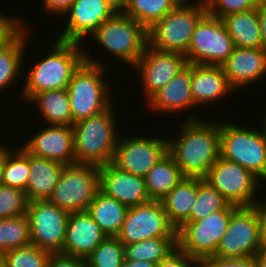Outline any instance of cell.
<instances>
[{"mask_svg": "<svg viewBox=\"0 0 266 267\" xmlns=\"http://www.w3.org/2000/svg\"><path fill=\"white\" fill-rule=\"evenodd\" d=\"M179 127L180 135L167 139V152L184 177L204 178L220 156V122L188 115Z\"/></svg>", "mask_w": 266, "mask_h": 267, "instance_id": "1", "label": "cell"}, {"mask_svg": "<svg viewBox=\"0 0 266 267\" xmlns=\"http://www.w3.org/2000/svg\"><path fill=\"white\" fill-rule=\"evenodd\" d=\"M51 51L28 71L21 96L29 101L35 94L67 89L72 74L84 61L85 47L80 43L55 39Z\"/></svg>", "mask_w": 266, "mask_h": 267, "instance_id": "2", "label": "cell"}, {"mask_svg": "<svg viewBox=\"0 0 266 267\" xmlns=\"http://www.w3.org/2000/svg\"><path fill=\"white\" fill-rule=\"evenodd\" d=\"M91 57L88 50L87 53L84 51V61L74 71L67 86L73 124L97 115L113 104L111 84L103 79L106 66Z\"/></svg>", "mask_w": 266, "mask_h": 267, "instance_id": "3", "label": "cell"}, {"mask_svg": "<svg viewBox=\"0 0 266 267\" xmlns=\"http://www.w3.org/2000/svg\"><path fill=\"white\" fill-rule=\"evenodd\" d=\"M113 112L111 105L107 110L73 124L76 163L100 167L112 162L120 138Z\"/></svg>", "mask_w": 266, "mask_h": 267, "instance_id": "4", "label": "cell"}, {"mask_svg": "<svg viewBox=\"0 0 266 267\" xmlns=\"http://www.w3.org/2000/svg\"><path fill=\"white\" fill-rule=\"evenodd\" d=\"M183 0L148 29V45L159 51L186 54L195 26L207 13L205 0ZM190 2V3H188Z\"/></svg>", "mask_w": 266, "mask_h": 267, "instance_id": "5", "label": "cell"}, {"mask_svg": "<svg viewBox=\"0 0 266 267\" xmlns=\"http://www.w3.org/2000/svg\"><path fill=\"white\" fill-rule=\"evenodd\" d=\"M232 122V123H231ZM220 121V156L266 180V135L263 130ZM264 180V181H263Z\"/></svg>", "mask_w": 266, "mask_h": 267, "instance_id": "6", "label": "cell"}, {"mask_svg": "<svg viewBox=\"0 0 266 267\" xmlns=\"http://www.w3.org/2000/svg\"><path fill=\"white\" fill-rule=\"evenodd\" d=\"M117 60L134 66L148 45V30L132 17L115 13L90 36ZM104 47V48H103Z\"/></svg>", "mask_w": 266, "mask_h": 267, "instance_id": "7", "label": "cell"}, {"mask_svg": "<svg viewBox=\"0 0 266 267\" xmlns=\"http://www.w3.org/2000/svg\"><path fill=\"white\" fill-rule=\"evenodd\" d=\"M99 190V167L92 164L65 165L49 201L70 213L87 211Z\"/></svg>", "mask_w": 266, "mask_h": 267, "instance_id": "8", "label": "cell"}, {"mask_svg": "<svg viewBox=\"0 0 266 267\" xmlns=\"http://www.w3.org/2000/svg\"><path fill=\"white\" fill-rule=\"evenodd\" d=\"M237 207L230 203L225 209L213 212L203 219L184 223L177 229V246L200 260L215 255L228 228L231 213Z\"/></svg>", "mask_w": 266, "mask_h": 267, "instance_id": "9", "label": "cell"}, {"mask_svg": "<svg viewBox=\"0 0 266 267\" xmlns=\"http://www.w3.org/2000/svg\"><path fill=\"white\" fill-rule=\"evenodd\" d=\"M234 48L222 19L207 12L195 26L185 57L188 64L222 66Z\"/></svg>", "mask_w": 266, "mask_h": 267, "instance_id": "10", "label": "cell"}, {"mask_svg": "<svg viewBox=\"0 0 266 267\" xmlns=\"http://www.w3.org/2000/svg\"><path fill=\"white\" fill-rule=\"evenodd\" d=\"M31 244L50 253L62 252L69 213L47 200L27 204Z\"/></svg>", "mask_w": 266, "mask_h": 267, "instance_id": "11", "label": "cell"}, {"mask_svg": "<svg viewBox=\"0 0 266 267\" xmlns=\"http://www.w3.org/2000/svg\"><path fill=\"white\" fill-rule=\"evenodd\" d=\"M203 179L236 206H252L262 183L241 165L221 156Z\"/></svg>", "mask_w": 266, "mask_h": 267, "instance_id": "12", "label": "cell"}, {"mask_svg": "<svg viewBox=\"0 0 266 267\" xmlns=\"http://www.w3.org/2000/svg\"><path fill=\"white\" fill-rule=\"evenodd\" d=\"M123 245L135 244L155 237H177L161 201L129 207L125 221L116 236Z\"/></svg>", "mask_w": 266, "mask_h": 267, "instance_id": "13", "label": "cell"}, {"mask_svg": "<svg viewBox=\"0 0 266 267\" xmlns=\"http://www.w3.org/2000/svg\"><path fill=\"white\" fill-rule=\"evenodd\" d=\"M259 220L253 206H238L218 245L215 256L245 258L261 249Z\"/></svg>", "mask_w": 266, "mask_h": 267, "instance_id": "14", "label": "cell"}, {"mask_svg": "<svg viewBox=\"0 0 266 267\" xmlns=\"http://www.w3.org/2000/svg\"><path fill=\"white\" fill-rule=\"evenodd\" d=\"M166 153L167 139L164 137L122 136L112 163L120 170L144 178Z\"/></svg>", "mask_w": 266, "mask_h": 267, "instance_id": "15", "label": "cell"}, {"mask_svg": "<svg viewBox=\"0 0 266 267\" xmlns=\"http://www.w3.org/2000/svg\"><path fill=\"white\" fill-rule=\"evenodd\" d=\"M184 54L159 51L147 45L133 69L140 73L143 92L147 101L163 88L186 65Z\"/></svg>", "mask_w": 266, "mask_h": 267, "instance_id": "16", "label": "cell"}, {"mask_svg": "<svg viewBox=\"0 0 266 267\" xmlns=\"http://www.w3.org/2000/svg\"><path fill=\"white\" fill-rule=\"evenodd\" d=\"M115 12L105 0H75L69 11L64 31L56 38L60 41L82 44L86 36H91L96 29Z\"/></svg>", "mask_w": 266, "mask_h": 267, "instance_id": "17", "label": "cell"}, {"mask_svg": "<svg viewBox=\"0 0 266 267\" xmlns=\"http://www.w3.org/2000/svg\"><path fill=\"white\" fill-rule=\"evenodd\" d=\"M39 130L21 146L26 152L64 165L76 163L72 126L47 124Z\"/></svg>", "mask_w": 266, "mask_h": 267, "instance_id": "18", "label": "cell"}, {"mask_svg": "<svg viewBox=\"0 0 266 267\" xmlns=\"http://www.w3.org/2000/svg\"><path fill=\"white\" fill-rule=\"evenodd\" d=\"M99 189L128 207L151 201L144 178L120 170L112 162L99 167Z\"/></svg>", "mask_w": 266, "mask_h": 267, "instance_id": "19", "label": "cell"}, {"mask_svg": "<svg viewBox=\"0 0 266 267\" xmlns=\"http://www.w3.org/2000/svg\"><path fill=\"white\" fill-rule=\"evenodd\" d=\"M230 86L238 88L252 85L266 76V51L263 48L235 47L222 65Z\"/></svg>", "mask_w": 266, "mask_h": 267, "instance_id": "20", "label": "cell"}, {"mask_svg": "<svg viewBox=\"0 0 266 267\" xmlns=\"http://www.w3.org/2000/svg\"><path fill=\"white\" fill-rule=\"evenodd\" d=\"M106 237L88 211L70 213L61 253L86 259Z\"/></svg>", "mask_w": 266, "mask_h": 267, "instance_id": "21", "label": "cell"}, {"mask_svg": "<svg viewBox=\"0 0 266 267\" xmlns=\"http://www.w3.org/2000/svg\"><path fill=\"white\" fill-rule=\"evenodd\" d=\"M148 108L163 113H178L197 106L191 92V64H187L148 101Z\"/></svg>", "mask_w": 266, "mask_h": 267, "instance_id": "22", "label": "cell"}, {"mask_svg": "<svg viewBox=\"0 0 266 267\" xmlns=\"http://www.w3.org/2000/svg\"><path fill=\"white\" fill-rule=\"evenodd\" d=\"M233 91L222 66L191 64V92L197 106L216 103Z\"/></svg>", "mask_w": 266, "mask_h": 267, "instance_id": "23", "label": "cell"}, {"mask_svg": "<svg viewBox=\"0 0 266 267\" xmlns=\"http://www.w3.org/2000/svg\"><path fill=\"white\" fill-rule=\"evenodd\" d=\"M64 164L29 154V179L25 190L28 200H47L62 174Z\"/></svg>", "mask_w": 266, "mask_h": 267, "instance_id": "24", "label": "cell"}, {"mask_svg": "<svg viewBox=\"0 0 266 267\" xmlns=\"http://www.w3.org/2000/svg\"><path fill=\"white\" fill-rule=\"evenodd\" d=\"M197 198V178L185 177L160 201L170 223L179 229L190 222V215Z\"/></svg>", "mask_w": 266, "mask_h": 267, "instance_id": "25", "label": "cell"}, {"mask_svg": "<svg viewBox=\"0 0 266 267\" xmlns=\"http://www.w3.org/2000/svg\"><path fill=\"white\" fill-rule=\"evenodd\" d=\"M128 209V206L107 196L99 189L87 211L107 236L116 237L122 228Z\"/></svg>", "mask_w": 266, "mask_h": 267, "instance_id": "26", "label": "cell"}, {"mask_svg": "<svg viewBox=\"0 0 266 267\" xmlns=\"http://www.w3.org/2000/svg\"><path fill=\"white\" fill-rule=\"evenodd\" d=\"M22 21V27L0 47V92L10 87L20 77V68L26 51V41L28 27L25 28ZM26 30V31H25Z\"/></svg>", "mask_w": 266, "mask_h": 267, "instance_id": "27", "label": "cell"}, {"mask_svg": "<svg viewBox=\"0 0 266 267\" xmlns=\"http://www.w3.org/2000/svg\"><path fill=\"white\" fill-rule=\"evenodd\" d=\"M235 47L262 48L257 9L233 13L222 18Z\"/></svg>", "mask_w": 266, "mask_h": 267, "instance_id": "28", "label": "cell"}, {"mask_svg": "<svg viewBox=\"0 0 266 267\" xmlns=\"http://www.w3.org/2000/svg\"><path fill=\"white\" fill-rule=\"evenodd\" d=\"M185 177L167 152L145 175V186L151 200L160 201Z\"/></svg>", "mask_w": 266, "mask_h": 267, "instance_id": "29", "label": "cell"}, {"mask_svg": "<svg viewBox=\"0 0 266 267\" xmlns=\"http://www.w3.org/2000/svg\"><path fill=\"white\" fill-rule=\"evenodd\" d=\"M29 103L38 106L45 124L73 126L67 89H54L37 93L29 100Z\"/></svg>", "mask_w": 266, "mask_h": 267, "instance_id": "30", "label": "cell"}, {"mask_svg": "<svg viewBox=\"0 0 266 267\" xmlns=\"http://www.w3.org/2000/svg\"><path fill=\"white\" fill-rule=\"evenodd\" d=\"M177 247V237H155L135 244L124 245L125 260L146 261L159 264Z\"/></svg>", "mask_w": 266, "mask_h": 267, "instance_id": "31", "label": "cell"}, {"mask_svg": "<svg viewBox=\"0 0 266 267\" xmlns=\"http://www.w3.org/2000/svg\"><path fill=\"white\" fill-rule=\"evenodd\" d=\"M182 1L183 0H129L124 14L132 17L148 30Z\"/></svg>", "mask_w": 266, "mask_h": 267, "instance_id": "32", "label": "cell"}, {"mask_svg": "<svg viewBox=\"0 0 266 267\" xmlns=\"http://www.w3.org/2000/svg\"><path fill=\"white\" fill-rule=\"evenodd\" d=\"M29 245L30 228L26 214L0 219V256L11 249Z\"/></svg>", "mask_w": 266, "mask_h": 267, "instance_id": "33", "label": "cell"}, {"mask_svg": "<svg viewBox=\"0 0 266 267\" xmlns=\"http://www.w3.org/2000/svg\"><path fill=\"white\" fill-rule=\"evenodd\" d=\"M29 173V153L20 146L15 151L10 147L2 165V183L25 191Z\"/></svg>", "mask_w": 266, "mask_h": 267, "instance_id": "34", "label": "cell"}, {"mask_svg": "<svg viewBox=\"0 0 266 267\" xmlns=\"http://www.w3.org/2000/svg\"><path fill=\"white\" fill-rule=\"evenodd\" d=\"M229 201L203 178H197V198L190 221H198L209 214L225 209Z\"/></svg>", "mask_w": 266, "mask_h": 267, "instance_id": "35", "label": "cell"}, {"mask_svg": "<svg viewBox=\"0 0 266 267\" xmlns=\"http://www.w3.org/2000/svg\"><path fill=\"white\" fill-rule=\"evenodd\" d=\"M124 261V245L111 236H107L86 258L87 267H122Z\"/></svg>", "mask_w": 266, "mask_h": 267, "instance_id": "36", "label": "cell"}, {"mask_svg": "<svg viewBox=\"0 0 266 267\" xmlns=\"http://www.w3.org/2000/svg\"><path fill=\"white\" fill-rule=\"evenodd\" d=\"M50 252L36 245L11 249L0 256L2 267H46Z\"/></svg>", "mask_w": 266, "mask_h": 267, "instance_id": "37", "label": "cell"}, {"mask_svg": "<svg viewBox=\"0 0 266 267\" xmlns=\"http://www.w3.org/2000/svg\"><path fill=\"white\" fill-rule=\"evenodd\" d=\"M27 204L25 191L4 184L0 186V219L26 214Z\"/></svg>", "mask_w": 266, "mask_h": 267, "instance_id": "38", "label": "cell"}, {"mask_svg": "<svg viewBox=\"0 0 266 267\" xmlns=\"http://www.w3.org/2000/svg\"><path fill=\"white\" fill-rule=\"evenodd\" d=\"M207 12L212 16L222 19L233 13L258 8L266 0H205Z\"/></svg>", "mask_w": 266, "mask_h": 267, "instance_id": "39", "label": "cell"}, {"mask_svg": "<svg viewBox=\"0 0 266 267\" xmlns=\"http://www.w3.org/2000/svg\"><path fill=\"white\" fill-rule=\"evenodd\" d=\"M158 267H203L200 259L191 257L178 246L164 257Z\"/></svg>", "mask_w": 266, "mask_h": 267, "instance_id": "40", "label": "cell"}, {"mask_svg": "<svg viewBox=\"0 0 266 267\" xmlns=\"http://www.w3.org/2000/svg\"><path fill=\"white\" fill-rule=\"evenodd\" d=\"M203 267H256L253 256L245 258H221L215 255L202 260Z\"/></svg>", "mask_w": 266, "mask_h": 267, "instance_id": "41", "label": "cell"}, {"mask_svg": "<svg viewBox=\"0 0 266 267\" xmlns=\"http://www.w3.org/2000/svg\"><path fill=\"white\" fill-rule=\"evenodd\" d=\"M1 12L2 11H0V47L22 27L21 19Z\"/></svg>", "mask_w": 266, "mask_h": 267, "instance_id": "42", "label": "cell"}, {"mask_svg": "<svg viewBox=\"0 0 266 267\" xmlns=\"http://www.w3.org/2000/svg\"><path fill=\"white\" fill-rule=\"evenodd\" d=\"M46 267H87L86 259L61 252L51 253Z\"/></svg>", "mask_w": 266, "mask_h": 267, "instance_id": "43", "label": "cell"}, {"mask_svg": "<svg viewBox=\"0 0 266 267\" xmlns=\"http://www.w3.org/2000/svg\"><path fill=\"white\" fill-rule=\"evenodd\" d=\"M265 199V200H264ZM263 200L260 197L252 205L256 211L259 220L261 247L266 248V197Z\"/></svg>", "mask_w": 266, "mask_h": 267, "instance_id": "44", "label": "cell"}, {"mask_svg": "<svg viewBox=\"0 0 266 267\" xmlns=\"http://www.w3.org/2000/svg\"><path fill=\"white\" fill-rule=\"evenodd\" d=\"M74 1L75 0H43L42 4H44L43 6V9H45L44 12H48L53 15L57 14V16L58 15L63 16L69 11Z\"/></svg>", "mask_w": 266, "mask_h": 267, "instance_id": "45", "label": "cell"}, {"mask_svg": "<svg viewBox=\"0 0 266 267\" xmlns=\"http://www.w3.org/2000/svg\"><path fill=\"white\" fill-rule=\"evenodd\" d=\"M257 15L261 30L262 48L266 51V3L257 8Z\"/></svg>", "mask_w": 266, "mask_h": 267, "instance_id": "46", "label": "cell"}, {"mask_svg": "<svg viewBox=\"0 0 266 267\" xmlns=\"http://www.w3.org/2000/svg\"><path fill=\"white\" fill-rule=\"evenodd\" d=\"M115 13H124L129 0H105Z\"/></svg>", "mask_w": 266, "mask_h": 267, "instance_id": "47", "label": "cell"}, {"mask_svg": "<svg viewBox=\"0 0 266 267\" xmlns=\"http://www.w3.org/2000/svg\"><path fill=\"white\" fill-rule=\"evenodd\" d=\"M122 267H158V264L146 261L125 260Z\"/></svg>", "mask_w": 266, "mask_h": 267, "instance_id": "48", "label": "cell"}, {"mask_svg": "<svg viewBox=\"0 0 266 267\" xmlns=\"http://www.w3.org/2000/svg\"><path fill=\"white\" fill-rule=\"evenodd\" d=\"M253 257L256 267H266V248L259 249Z\"/></svg>", "mask_w": 266, "mask_h": 267, "instance_id": "49", "label": "cell"}, {"mask_svg": "<svg viewBox=\"0 0 266 267\" xmlns=\"http://www.w3.org/2000/svg\"><path fill=\"white\" fill-rule=\"evenodd\" d=\"M9 150L10 149L8 145L5 146L4 144L3 145L0 144V186L3 184L2 183V165L5 160V156Z\"/></svg>", "mask_w": 266, "mask_h": 267, "instance_id": "50", "label": "cell"}, {"mask_svg": "<svg viewBox=\"0 0 266 267\" xmlns=\"http://www.w3.org/2000/svg\"><path fill=\"white\" fill-rule=\"evenodd\" d=\"M266 112V111H265ZM265 117H264V119H263V121L261 122L263 125H262V127H263V131H264V133H265V135H266V113H265V115H264Z\"/></svg>", "mask_w": 266, "mask_h": 267, "instance_id": "51", "label": "cell"}]
</instances>
